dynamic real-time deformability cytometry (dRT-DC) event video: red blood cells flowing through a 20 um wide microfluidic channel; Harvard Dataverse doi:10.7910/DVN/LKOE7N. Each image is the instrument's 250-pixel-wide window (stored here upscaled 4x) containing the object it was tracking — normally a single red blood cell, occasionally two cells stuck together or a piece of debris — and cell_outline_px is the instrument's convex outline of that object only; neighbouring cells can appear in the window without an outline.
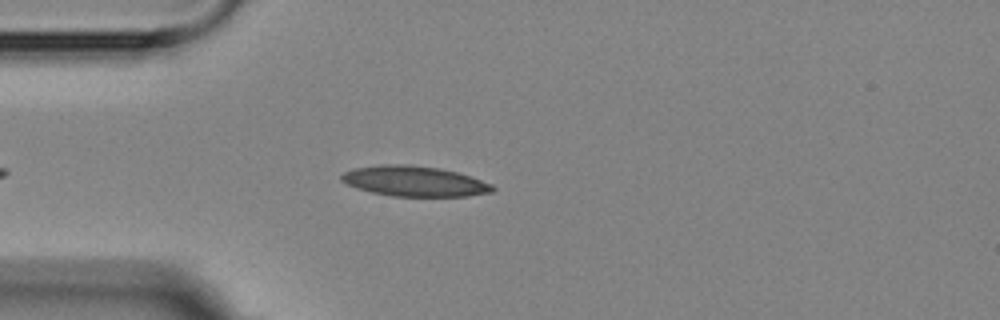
{"species": "Egyptian fruit bat (a non-hibernating species)", "species_latin": "Rousettus aegyptiacus", "temperature_condition": "room temperature", "stored_images_in_passage": 4, "camera_frame_rate_fps": 3000, "um_per_image_px": 0.085, "animal": {"sex": "female"}, "frame": {"image": 1, "passage_image": 3, "time_ms": 3.333, "image_size_px": [1000, 320], "cell_outline_px": [[496, 188], [492, 192], [468, 196], [392, 196], [372, 192], [356, 188], [340, 180], [340, 176], [344, 172], [352, 168], [380, 164], [408, 164], [440, 168], [456, 172], [492, 184]], "centroid_in_image_um": [35.19, 15.39], "position_along_channel_um": 49.8, "area_um2": 26.7}}